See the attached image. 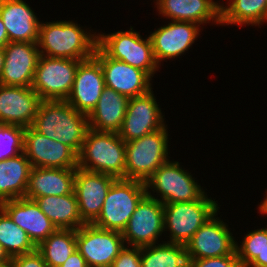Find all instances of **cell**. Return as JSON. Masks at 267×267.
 Here are the masks:
<instances>
[{"label": "cell", "mask_w": 267, "mask_h": 267, "mask_svg": "<svg viewBox=\"0 0 267 267\" xmlns=\"http://www.w3.org/2000/svg\"><path fill=\"white\" fill-rule=\"evenodd\" d=\"M32 127L69 146L77 155L90 129L87 115L78 112L66 100L41 101Z\"/></svg>", "instance_id": "6da1fadb"}, {"label": "cell", "mask_w": 267, "mask_h": 267, "mask_svg": "<svg viewBox=\"0 0 267 267\" xmlns=\"http://www.w3.org/2000/svg\"><path fill=\"white\" fill-rule=\"evenodd\" d=\"M86 31L73 21L40 22V55L83 61L94 56L98 33Z\"/></svg>", "instance_id": "7a4b0ae2"}, {"label": "cell", "mask_w": 267, "mask_h": 267, "mask_svg": "<svg viewBox=\"0 0 267 267\" xmlns=\"http://www.w3.org/2000/svg\"><path fill=\"white\" fill-rule=\"evenodd\" d=\"M78 167L125 179V141L118 133L89 129L78 154Z\"/></svg>", "instance_id": "3957f363"}, {"label": "cell", "mask_w": 267, "mask_h": 267, "mask_svg": "<svg viewBox=\"0 0 267 267\" xmlns=\"http://www.w3.org/2000/svg\"><path fill=\"white\" fill-rule=\"evenodd\" d=\"M167 124L141 138L125 142L126 167L125 179L146 180L164 163L168 162ZM169 153V154H168Z\"/></svg>", "instance_id": "277c9868"}, {"label": "cell", "mask_w": 267, "mask_h": 267, "mask_svg": "<svg viewBox=\"0 0 267 267\" xmlns=\"http://www.w3.org/2000/svg\"><path fill=\"white\" fill-rule=\"evenodd\" d=\"M146 195L144 182L117 178L107 192L99 216L92 224L106 230L123 232L137 205Z\"/></svg>", "instance_id": "5b68a950"}, {"label": "cell", "mask_w": 267, "mask_h": 267, "mask_svg": "<svg viewBox=\"0 0 267 267\" xmlns=\"http://www.w3.org/2000/svg\"><path fill=\"white\" fill-rule=\"evenodd\" d=\"M147 195L163 204L199 200L205 190L178 161L161 165L145 182ZM150 189V191H149ZM152 189V190H151ZM157 193L154 197L151 192ZM159 193V194H158ZM160 196V199L158 198Z\"/></svg>", "instance_id": "8992f818"}, {"label": "cell", "mask_w": 267, "mask_h": 267, "mask_svg": "<svg viewBox=\"0 0 267 267\" xmlns=\"http://www.w3.org/2000/svg\"><path fill=\"white\" fill-rule=\"evenodd\" d=\"M217 202L205 193L197 201L163 204L164 231H170V241L165 242L186 245L199 228L219 211Z\"/></svg>", "instance_id": "52a82bcc"}, {"label": "cell", "mask_w": 267, "mask_h": 267, "mask_svg": "<svg viewBox=\"0 0 267 267\" xmlns=\"http://www.w3.org/2000/svg\"><path fill=\"white\" fill-rule=\"evenodd\" d=\"M97 46L110 58L145 71L151 78L160 68L155 61L150 36L143 39L133 27L111 34L98 33Z\"/></svg>", "instance_id": "ba28073f"}, {"label": "cell", "mask_w": 267, "mask_h": 267, "mask_svg": "<svg viewBox=\"0 0 267 267\" xmlns=\"http://www.w3.org/2000/svg\"><path fill=\"white\" fill-rule=\"evenodd\" d=\"M80 62L40 55L31 88L42 101L66 100Z\"/></svg>", "instance_id": "9c48e42d"}, {"label": "cell", "mask_w": 267, "mask_h": 267, "mask_svg": "<svg viewBox=\"0 0 267 267\" xmlns=\"http://www.w3.org/2000/svg\"><path fill=\"white\" fill-rule=\"evenodd\" d=\"M77 250L88 267H110L125 247L122 232L85 223L76 230Z\"/></svg>", "instance_id": "30bf717a"}, {"label": "cell", "mask_w": 267, "mask_h": 267, "mask_svg": "<svg viewBox=\"0 0 267 267\" xmlns=\"http://www.w3.org/2000/svg\"><path fill=\"white\" fill-rule=\"evenodd\" d=\"M163 232V203L146 195L130 217L122 237L126 246L143 247L157 244Z\"/></svg>", "instance_id": "8fae6325"}, {"label": "cell", "mask_w": 267, "mask_h": 267, "mask_svg": "<svg viewBox=\"0 0 267 267\" xmlns=\"http://www.w3.org/2000/svg\"><path fill=\"white\" fill-rule=\"evenodd\" d=\"M23 153L32 167H78V155L69 146L44 136L32 126L25 128Z\"/></svg>", "instance_id": "7c38bea8"}, {"label": "cell", "mask_w": 267, "mask_h": 267, "mask_svg": "<svg viewBox=\"0 0 267 267\" xmlns=\"http://www.w3.org/2000/svg\"><path fill=\"white\" fill-rule=\"evenodd\" d=\"M162 113L152 89L144 95L132 97L118 135L128 142L153 133L166 125Z\"/></svg>", "instance_id": "4fadbf2b"}, {"label": "cell", "mask_w": 267, "mask_h": 267, "mask_svg": "<svg viewBox=\"0 0 267 267\" xmlns=\"http://www.w3.org/2000/svg\"><path fill=\"white\" fill-rule=\"evenodd\" d=\"M94 57L100 62L106 87L128 98L144 95L153 89L152 78L145 71L108 57L98 46Z\"/></svg>", "instance_id": "5bb4252c"}, {"label": "cell", "mask_w": 267, "mask_h": 267, "mask_svg": "<svg viewBox=\"0 0 267 267\" xmlns=\"http://www.w3.org/2000/svg\"><path fill=\"white\" fill-rule=\"evenodd\" d=\"M218 211L206 221L185 245L188 259H205L232 254L236 239ZM217 215V216H216Z\"/></svg>", "instance_id": "9a60e30c"}, {"label": "cell", "mask_w": 267, "mask_h": 267, "mask_svg": "<svg viewBox=\"0 0 267 267\" xmlns=\"http://www.w3.org/2000/svg\"><path fill=\"white\" fill-rule=\"evenodd\" d=\"M117 178L99 172L76 168L74 192L81 219L92 223L100 214L107 192Z\"/></svg>", "instance_id": "2e32d148"}, {"label": "cell", "mask_w": 267, "mask_h": 267, "mask_svg": "<svg viewBox=\"0 0 267 267\" xmlns=\"http://www.w3.org/2000/svg\"><path fill=\"white\" fill-rule=\"evenodd\" d=\"M199 27L193 22L171 21L154 30L149 36L158 66L165 59H174L188 51L200 35Z\"/></svg>", "instance_id": "e0dca14e"}, {"label": "cell", "mask_w": 267, "mask_h": 267, "mask_svg": "<svg viewBox=\"0 0 267 267\" xmlns=\"http://www.w3.org/2000/svg\"><path fill=\"white\" fill-rule=\"evenodd\" d=\"M105 87L102 67L93 56L79 63L71 93L66 101L78 112L88 116Z\"/></svg>", "instance_id": "ac0fdd59"}, {"label": "cell", "mask_w": 267, "mask_h": 267, "mask_svg": "<svg viewBox=\"0 0 267 267\" xmlns=\"http://www.w3.org/2000/svg\"><path fill=\"white\" fill-rule=\"evenodd\" d=\"M5 61L0 84L31 87L40 52L37 43L9 42L4 48Z\"/></svg>", "instance_id": "d6986e66"}, {"label": "cell", "mask_w": 267, "mask_h": 267, "mask_svg": "<svg viewBox=\"0 0 267 267\" xmlns=\"http://www.w3.org/2000/svg\"><path fill=\"white\" fill-rule=\"evenodd\" d=\"M41 101L31 87L0 84V124L32 126Z\"/></svg>", "instance_id": "ffe728a7"}, {"label": "cell", "mask_w": 267, "mask_h": 267, "mask_svg": "<svg viewBox=\"0 0 267 267\" xmlns=\"http://www.w3.org/2000/svg\"><path fill=\"white\" fill-rule=\"evenodd\" d=\"M0 208L28 234L36 246L57 230L35 200L26 197L7 200L0 203Z\"/></svg>", "instance_id": "44dd1931"}, {"label": "cell", "mask_w": 267, "mask_h": 267, "mask_svg": "<svg viewBox=\"0 0 267 267\" xmlns=\"http://www.w3.org/2000/svg\"><path fill=\"white\" fill-rule=\"evenodd\" d=\"M0 17L9 42H38L40 21L25 1L0 0Z\"/></svg>", "instance_id": "7402d4cb"}, {"label": "cell", "mask_w": 267, "mask_h": 267, "mask_svg": "<svg viewBox=\"0 0 267 267\" xmlns=\"http://www.w3.org/2000/svg\"><path fill=\"white\" fill-rule=\"evenodd\" d=\"M159 15L171 21L221 25V3L213 0H156Z\"/></svg>", "instance_id": "603a6c76"}, {"label": "cell", "mask_w": 267, "mask_h": 267, "mask_svg": "<svg viewBox=\"0 0 267 267\" xmlns=\"http://www.w3.org/2000/svg\"><path fill=\"white\" fill-rule=\"evenodd\" d=\"M76 168L32 167L25 197L61 196L74 192Z\"/></svg>", "instance_id": "cb8c5ba5"}, {"label": "cell", "mask_w": 267, "mask_h": 267, "mask_svg": "<svg viewBox=\"0 0 267 267\" xmlns=\"http://www.w3.org/2000/svg\"><path fill=\"white\" fill-rule=\"evenodd\" d=\"M129 99L125 95L105 87L95 108L87 116L90 129L118 133L128 108Z\"/></svg>", "instance_id": "d4e9b609"}, {"label": "cell", "mask_w": 267, "mask_h": 267, "mask_svg": "<svg viewBox=\"0 0 267 267\" xmlns=\"http://www.w3.org/2000/svg\"><path fill=\"white\" fill-rule=\"evenodd\" d=\"M41 211L57 229H74L82 227L75 192L61 196H43L34 199Z\"/></svg>", "instance_id": "484cf974"}, {"label": "cell", "mask_w": 267, "mask_h": 267, "mask_svg": "<svg viewBox=\"0 0 267 267\" xmlns=\"http://www.w3.org/2000/svg\"><path fill=\"white\" fill-rule=\"evenodd\" d=\"M31 168L23 152L0 161V203L25 197Z\"/></svg>", "instance_id": "4316f807"}, {"label": "cell", "mask_w": 267, "mask_h": 267, "mask_svg": "<svg viewBox=\"0 0 267 267\" xmlns=\"http://www.w3.org/2000/svg\"><path fill=\"white\" fill-rule=\"evenodd\" d=\"M221 4L222 25L260 26L267 22V0H227Z\"/></svg>", "instance_id": "83f0119b"}, {"label": "cell", "mask_w": 267, "mask_h": 267, "mask_svg": "<svg viewBox=\"0 0 267 267\" xmlns=\"http://www.w3.org/2000/svg\"><path fill=\"white\" fill-rule=\"evenodd\" d=\"M37 250L48 267H60L77 250L76 230L57 229L37 246Z\"/></svg>", "instance_id": "f1b7e54d"}, {"label": "cell", "mask_w": 267, "mask_h": 267, "mask_svg": "<svg viewBox=\"0 0 267 267\" xmlns=\"http://www.w3.org/2000/svg\"><path fill=\"white\" fill-rule=\"evenodd\" d=\"M141 267H188L183 244L163 242L141 247Z\"/></svg>", "instance_id": "f546056e"}, {"label": "cell", "mask_w": 267, "mask_h": 267, "mask_svg": "<svg viewBox=\"0 0 267 267\" xmlns=\"http://www.w3.org/2000/svg\"><path fill=\"white\" fill-rule=\"evenodd\" d=\"M0 244L12 258L17 255L33 252L37 246L28 234L17 226L0 208Z\"/></svg>", "instance_id": "4dcf8cb0"}, {"label": "cell", "mask_w": 267, "mask_h": 267, "mask_svg": "<svg viewBox=\"0 0 267 267\" xmlns=\"http://www.w3.org/2000/svg\"><path fill=\"white\" fill-rule=\"evenodd\" d=\"M240 246L236 241L235 250L241 267H247L258 254L267 248V228L248 232Z\"/></svg>", "instance_id": "1f68e13d"}, {"label": "cell", "mask_w": 267, "mask_h": 267, "mask_svg": "<svg viewBox=\"0 0 267 267\" xmlns=\"http://www.w3.org/2000/svg\"><path fill=\"white\" fill-rule=\"evenodd\" d=\"M24 131L22 126L0 124V161L23 152Z\"/></svg>", "instance_id": "d6a6232c"}, {"label": "cell", "mask_w": 267, "mask_h": 267, "mask_svg": "<svg viewBox=\"0 0 267 267\" xmlns=\"http://www.w3.org/2000/svg\"><path fill=\"white\" fill-rule=\"evenodd\" d=\"M188 267H241L236 250L229 255L205 259H188Z\"/></svg>", "instance_id": "836d02e7"}, {"label": "cell", "mask_w": 267, "mask_h": 267, "mask_svg": "<svg viewBox=\"0 0 267 267\" xmlns=\"http://www.w3.org/2000/svg\"><path fill=\"white\" fill-rule=\"evenodd\" d=\"M110 267H141V247L125 245Z\"/></svg>", "instance_id": "e575fe53"}, {"label": "cell", "mask_w": 267, "mask_h": 267, "mask_svg": "<svg viewBox=\"0 0 267 267\" xmlns=\"http://www.w3.org/2000/svg\"><path fill=\"white\" fill-rule=\"evenodd\" d=\"M11 263L14 267H48L37 249L30 253L12 257Z\"/></svg>", "instance_id": "d590c367"}, {"label": "cell", "mask_w": 267, "mask_h": 267, "mask_svg": "<svg viewBox=\"0 0 267 267\" xmlns=\"http://www.w3.org/2000/svg\"><path fill=\"white\" fill-rule=\"evenodd\" d=\"M60 267H88L84 257L76 250Z\"/></svg>", "instance_id": "8d00e7d4"}, {"label": "cell", "mask_w": 267, "mask_h": 267, "mask_svg": "<svg viewBox=\"0 0 267 267\" xmlns=\"http://www.w3.org/2000/svg\"><path fill=\"white\" fill-rule=\"evenodd\" d=\"M247 267H267V248L258 254Z\"/></svg>", "instance_id": "74e56055"}, {"label": "cell", "mask_w": 267, "mask_h": 267, "mask_svg": "<svg viewBox=\"0 0 267 267\" xmlns=\"http://www.w3.org/2000/svg\"><path fill=\"white\" fill-rule=\"evenodd\" d=\"M9 43L5 25L0 17V47L4 48Z\"/></svg>", "instance_id": "f35d334b"}, {"label": "cell", "mask_w": 267, "mask_h": 267, "mask_svg": "<svg viewBox=\"0 0 267 267\" xmlns=\"http://www.w3.org/2000/svg\"><path fill=\"white\" fill-rule=\"evenodd\" d=\"M12 258L5 251L4 247L0 244V266L11 263Z\"/></svg>", "instance_id": "ab89813d"}, {"label": "cell", "mask_w": 267, "mask_h": 267, "mask_svg": "<svg viewBox=\"0 0 267 267\" xmlns=\"http://www.w3.org/2000/svg\"><path fill=\"white\" fill-rule=\"evenodd\" d=\"M265 199L260 203L258 206V210L261 212V214H267V192H265Z\"/></svg>", "instance_id": "60d3db41"}, {"label": "cell", "mask_w": 267, "mask_h": 267, "mask_svg": "<svg viewBox=\"0 0 267 267\" xmlns=\"http://www.w3.org/2000/svg\"><path fill=\"white\" fill-rule=\"evenodd\" d=\"M4 61H5V52H4V49L0 47V76L3 71Z\"/></svg>", "instance_id": "b9f144b4"}, {"label": "cell", "mask_w": 267, "mask_h": 267, "mask_svg": "<svg viewBox=\"0 0 267 267\" xmlns=\"http://www.w3.org/2000/svg\"><path fill=\"white\" fill-rule=\"evenodd\" d=\"M0 267H14V266L12 265V263H9V264H7V265L0 266Z\"/></svg>", "instance_id": "7bdbcfd3"}]
</instances>
